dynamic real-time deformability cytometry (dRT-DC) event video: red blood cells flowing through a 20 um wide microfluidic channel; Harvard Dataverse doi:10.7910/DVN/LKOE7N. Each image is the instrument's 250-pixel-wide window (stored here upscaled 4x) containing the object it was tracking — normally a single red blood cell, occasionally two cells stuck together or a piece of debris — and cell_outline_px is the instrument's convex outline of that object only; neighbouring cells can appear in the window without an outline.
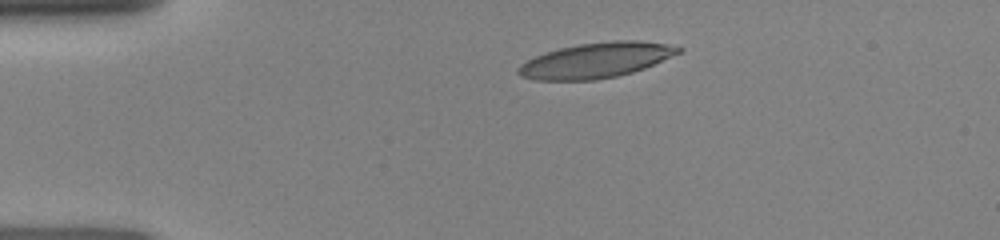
{"species": "human", "species_latin": "Homo sapiens", "temperature_condition": "room temperature", "stored_images_in_passage": 26, "camera_frame_rate_fps": 3000, "um_per_image_px": 0.085, "donor": {"sex": "female"}, "frame": {"image": 1, "passage_image": 1, "time_ms": 0.0, "image_size_px": [1000, 240], "cell_outline_px": [[684, 48], [680, 52], [644, 68], [632, 72], [616, 76], [592, 80], [536, 80], [520, 76], [516, 72], [516, 68], [520, 64], [536, 56], [560, 48], [580, 44], [612, 40], [636, 40], [668, 44]], "centroid_in_image_um": [50.64, 5.12], "position_along_channel_um": 34.4, "area_um2": 32.54}}
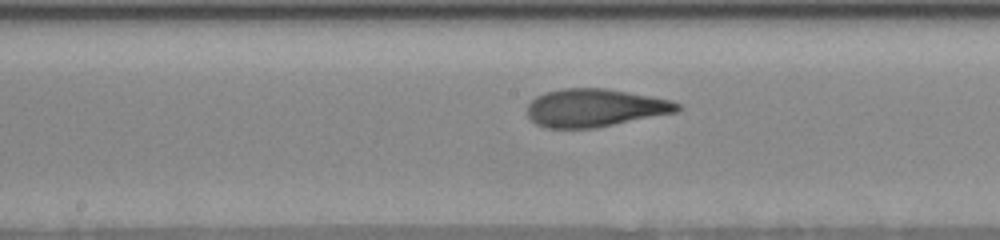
{"frame": {"image": 2, "passage_image": 11, "time_ms": 5.0, "image_size_px": [1000, 240], "cell_outline_px": [[680, 108], [676, 112], [596, 128], [548, 128], [536, 124], [528, 120], [528, 104], [536, 96], [544, 92], [564, 88], [604, 88], [628, 92], [672, 100], [680, 104]], "centroid_in_image_um": [50.54, 9.17], "position_along_channel_um": 197.7, "area_um2": 33.23}}
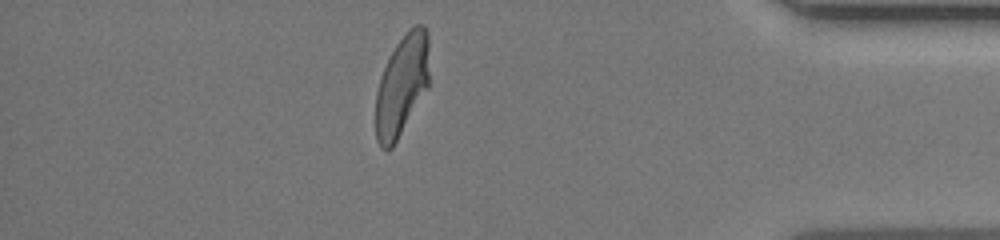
{"frame": {"image": 3, "passage_image": 22, "time_ms": 10.667, "image_size_px": [1000, 240], "cell_outline_px": [[428, 88], [392, 148], [388, 152], [380, 148], [376, 140], [376, 92], [380, 76], [396, 44], [408, 28], [416, 24], [424, 24], [428, 32]], "centroid_in_image_um": [34.15, 7.26], "position_along_channel_um": 401.0, "area_um2": 31.67}}